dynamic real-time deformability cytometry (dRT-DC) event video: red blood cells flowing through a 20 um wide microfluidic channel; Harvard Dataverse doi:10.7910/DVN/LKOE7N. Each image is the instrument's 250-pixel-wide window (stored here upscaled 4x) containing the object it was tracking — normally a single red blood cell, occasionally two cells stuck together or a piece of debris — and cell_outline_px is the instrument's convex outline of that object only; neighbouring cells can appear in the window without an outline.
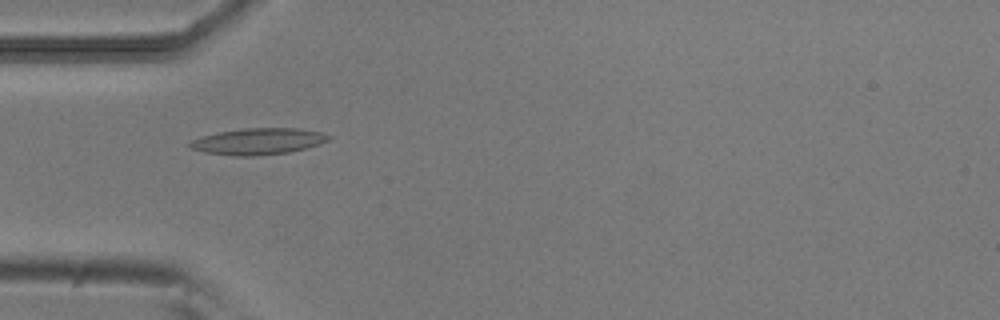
{"species": "common noctule bat (a hibernating species)", "species_latin": "Nyctalus noctula", "temperature_condition": "room temperature", "stored_images_in_passage": 29, "camera_frame_rate_fps": 3000, "um_per_image_px": 0.085, "animal": {"sex": "male", "body_mass_g": 20.5, "forearm_length_mm": 52.5}, "frame": {"image": 1, "passage_image": 3, "time_ms": 0.667, "image_size_px": [1000, 320], "cell_outline_px": [[332, 136], [328, 140], [320, 144], [288, 152], [256, 156], [232, 156], [204, 152], [192, 148], [188, 144], [192, 140], [200, 136], [220, 132], [244, 128], [300, 128], [320, 132]], "centroid_in_image_um": [21.94, 12.01], "position_along_channel_um": 63.1, "area_um2": 21.27}}
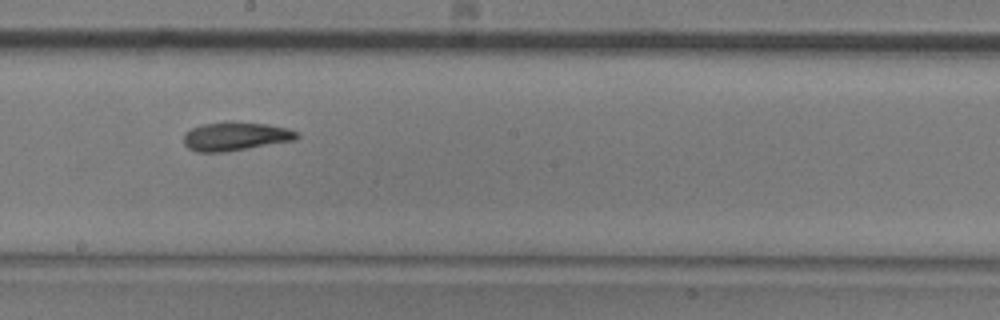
{"frame": {"image": 2, "passage_image": 16, "time_ms": 5.0, "image_size_px": [1000, 320], "cell_outline_px": [[300, 136], [296, 140], [224, 152], [196, 152], [188, 148], [184, 144], [184, 132], [192, 128], [204, 124], [224, 120], [232, 120], [268, 124], [288, 128], [300, 132]], "centroid_in_image_um": [20.03, 11.56], "position_along_channel_um": 228.2, "area_um2": 19.36}}
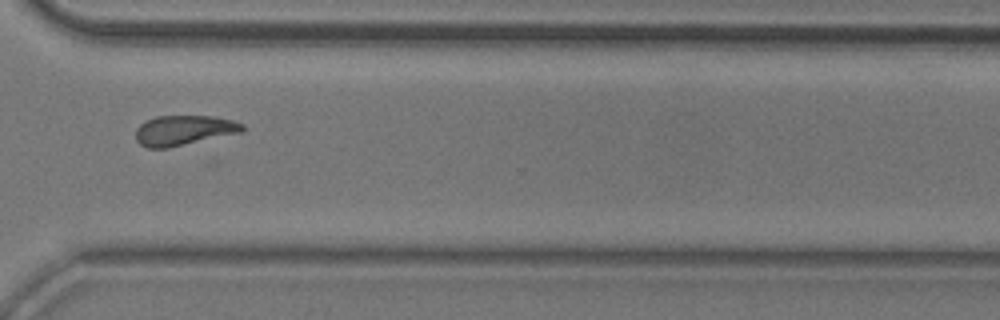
{"frame": {"image": 3, "passage_image": 26, "time_ms": 8.333, "image_size_px": [1000, 320], "cell_outline_px": [[244, 132], [168, 148], [148, 148], [140, 144], [136, 140], [136, 128], [140, 124], [156, 116], [212, 116], [232, 120], [244, 124]], "centroid_in_image_um": [15.65, 11.08], "position_along_channel_um": 355.0, "area_um2": 18.73}, "authors_computed_cell_mechanics": {"area_um2": 18.6694, "velocity_mm_per_s": 3.8132, "shape_relaxation_time_tau1_ms": 8.3413, "shape_relaxation_time_tau2_ms": 2.6282, "deformation_change_tau1": 0.2105, "deformation_change_tau2": 0.0881}}